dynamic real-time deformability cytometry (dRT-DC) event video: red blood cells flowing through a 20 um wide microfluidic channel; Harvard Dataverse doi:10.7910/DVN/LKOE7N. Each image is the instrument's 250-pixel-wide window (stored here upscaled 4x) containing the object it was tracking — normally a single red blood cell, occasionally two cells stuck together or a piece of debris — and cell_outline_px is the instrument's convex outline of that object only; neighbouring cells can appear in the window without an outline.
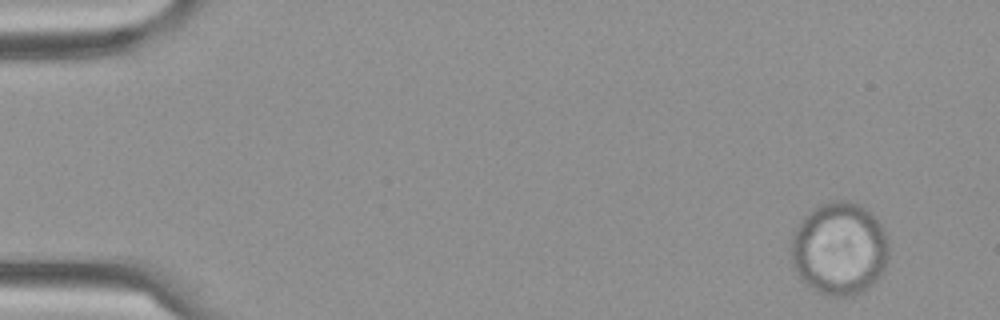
{"species": "Egyptian fruit bat (a non-hibernating species)", "species_latin": "Rousettus aegyptiacus", "temperature_condition": "cold", "stored_images_in_passage": 5, "camera_frame_rate_fps": 3000, "um_per_image_px": 0.085, "frame": {"image": 1, "passage_image": 1, "time_ms": 0.0, "image_size_px": [1000, 320], "cell_outline_px": [[888, 256], [884, 268], [880, 276], [868, 288], [860, 292], [848, 296], [832, 296], [816, 292], [800, 276], [792, 260], [788, 248], [792, 236], [804, 216], [808, 212], [820, 204], [836, 200], [840, 200], [856, 204], [864, 208], [876, 216], [884, 232], [888, 244]], "centroid_in_image_um": [71.34, 21.14], "position_along_channel_um": 13.7, "area_um2": 52.6}}